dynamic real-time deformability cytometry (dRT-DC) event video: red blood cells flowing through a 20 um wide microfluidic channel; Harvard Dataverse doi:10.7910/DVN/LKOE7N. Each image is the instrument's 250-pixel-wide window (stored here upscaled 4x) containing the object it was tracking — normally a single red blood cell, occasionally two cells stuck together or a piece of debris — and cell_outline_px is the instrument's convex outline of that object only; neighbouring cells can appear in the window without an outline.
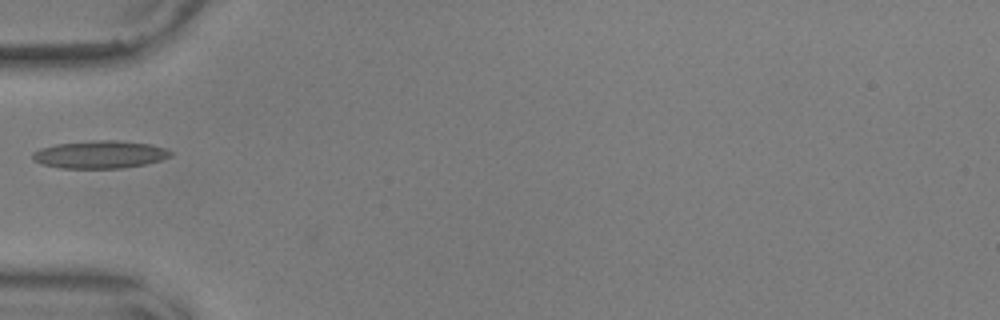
{"species": "common noctule bat (a hibernating species)", "species_latin": "Nyctalus noctula", "temperature_condition": "warm", "stored_images_in_passage": 37, "camera_frame_rate_fps": 3000, "um_per_image_px": 0.085, "animal": {"sex": "male", "body_mass_g": 17.9, "forearm_length_mm": 54.2}, "frame": {"image": 1, "passage_image": 1, "time_ms": 0.0, "image_size_px": [1000, 320], "cell_outline_px": [[172, 156], [160, 160], [144, 164], [120, 168], [60, 168], [40, 164], [32, 160], [32, 152], [40, 148], [56, 144], [92, 140], [116, 140], [152, 144], [164, 148], [172, 152]], "centroid_in_image_um": [8.45, 13.13], "position_along_channel_um": 76.5, "area_um2": 22.37}}
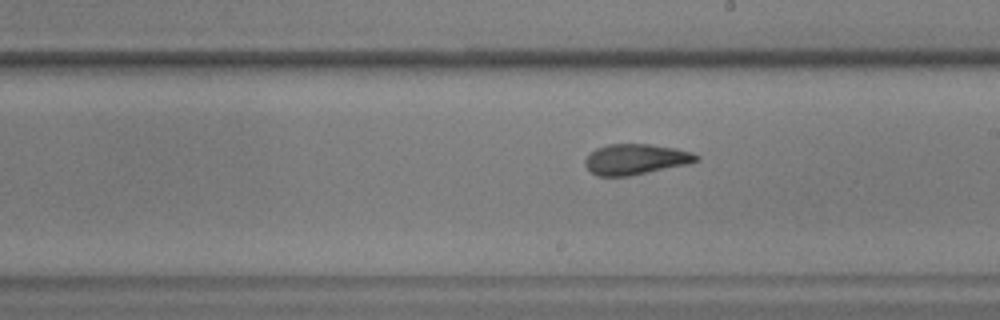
{"frame": {"image": 2, "passage_image": 14, "time_ms": 4.333, "image_size_px": [1000, 320], "cell_outline_px": [[700, 160], [688, 164], [628, 176], [596, 176], [584, 164], [584, 160], [596, 148], [608, 144], [648, 144], [676, 148], [692, 152], [700, 156]], "centroid_in_image_um": [54.05, 13.53], "position_along_channel_um": 234.9, "area_um2": 19.77}}
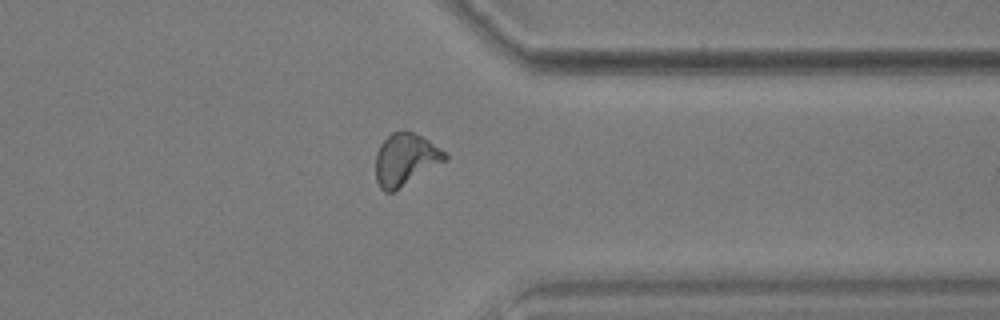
{"frame": {"image": 3, "passage_image": 26, "time_ms": 8.333, "image_size_px": [1000, 320], "cell_outline_px": [[448, 160], [392, 192], [384, 192], [380, 188], [376, 180], [376, 152], [380, 144], [392, 132], [404, 128], [428, 140], [444, 152], [448, 156]], "centroid_in_image_um": [34.45, 13.54], "position_along_channel_um": 377.0, "area_um2": 21.04}}